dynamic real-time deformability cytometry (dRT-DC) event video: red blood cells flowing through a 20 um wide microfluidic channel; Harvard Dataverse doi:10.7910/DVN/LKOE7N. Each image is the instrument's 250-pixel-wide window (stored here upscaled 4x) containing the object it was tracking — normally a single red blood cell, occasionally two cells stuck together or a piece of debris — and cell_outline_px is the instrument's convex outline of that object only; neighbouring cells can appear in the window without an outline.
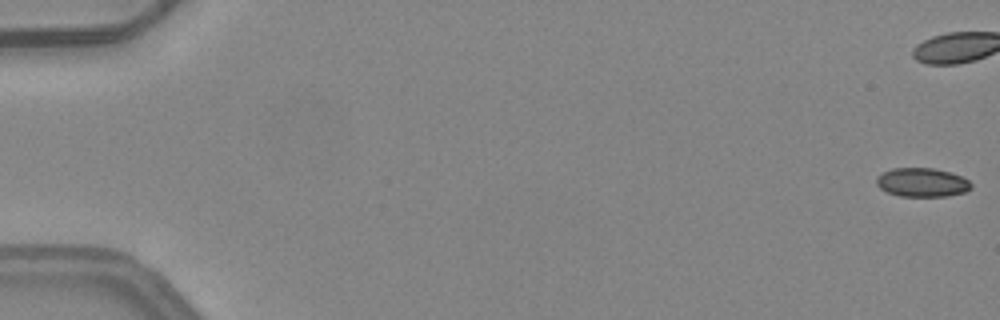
{"species": "common noctule bat (a hibernating species)", "species_latin": "Nyctalus noctula", "temperature_condition": "warm", "stored_images_in_passage": 5, "camera_frame_rate_fps": 3000, "um_per_image_px": 0.085, "animal": {"sex": "female", "body_mass_g": 24.6, "forearm_length_mm": 56.2}, "frame": {"image": 1, "passage_image": 1, "time_ms": 0.0, "image_size_px": [1000, 320], "cell_outline_px": [[972, 188], [964, 192], [948, 196], [900, 196], [888, 192], [880, 188], [876, 184], [876, 176], [892, 168], [932, 168], [952, 172], [968, 180], [972, 184]], "centroid_in_image_um": [78.38, 15.5], "position_along_channel_um": 6.6, "area_um2": 15.95}}